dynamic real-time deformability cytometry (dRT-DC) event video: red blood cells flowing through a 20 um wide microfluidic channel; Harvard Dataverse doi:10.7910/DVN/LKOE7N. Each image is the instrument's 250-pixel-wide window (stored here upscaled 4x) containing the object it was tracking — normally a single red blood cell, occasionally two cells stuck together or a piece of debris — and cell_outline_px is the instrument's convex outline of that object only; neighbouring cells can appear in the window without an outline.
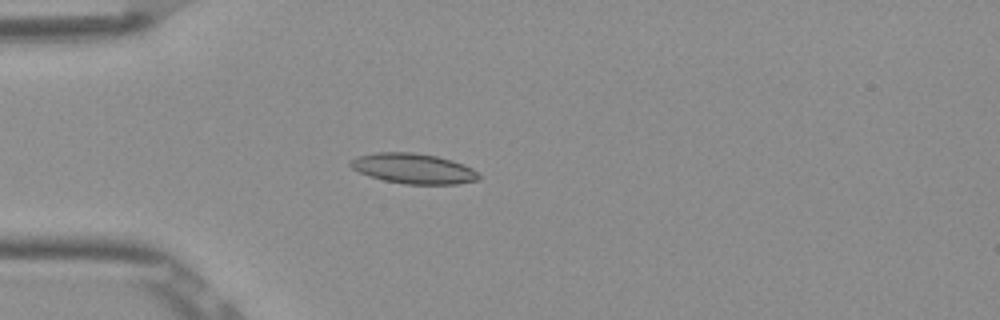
{"species": "Egyptian fruit bat (a non-hibernating species)", "species_latin": "Rousettus aegyptiacus", "temperature_condition": "room temperature", "stored_images_in_passage": 4, "camera_frame_rate_fps": 3000, "um_per_image_px": 0.085, "frame": {"image": 1, "passage_image": 3, "time_ms": 0.667, "image_size_px": [1000, 320], "cell_outline_px": [[480, 176], [476, 180], [456, 184], [404, 184], [384, 180], [360, 172], [352, 168], [348, 164], [356, 156], [376, 152], [412, 152], [436, 156], [452, 160], [464, 164], [472, 168]], "centroid_in_image_um": [35.13, 14.32], "position_along_channel_um": 49.9, "area_um2": 22.43}}